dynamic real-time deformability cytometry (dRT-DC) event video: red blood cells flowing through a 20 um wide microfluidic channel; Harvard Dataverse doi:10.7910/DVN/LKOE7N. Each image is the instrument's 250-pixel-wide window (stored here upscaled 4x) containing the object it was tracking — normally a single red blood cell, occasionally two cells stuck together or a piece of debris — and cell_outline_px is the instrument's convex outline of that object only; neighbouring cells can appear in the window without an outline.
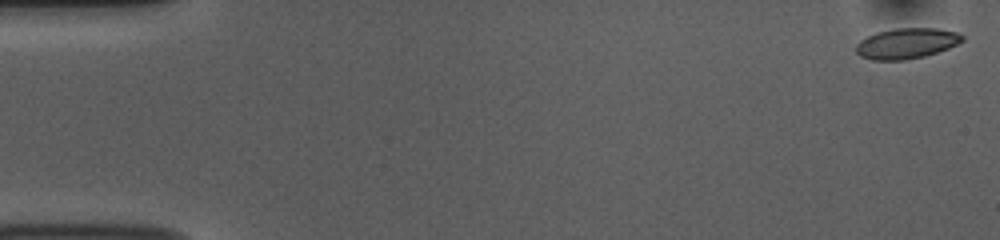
{"species": "common noctule bat (a hibernating species)", "species_latin": "Nyctalus noctula", "temperature_condition": "room temperature", "stored_images_in_passage": 53, "camera_frame_rate_fps": 3000, "um_per_image_px": 0.085, "animal": {"sex": "female", "body_mass_g": 10.0, "forearm_length_mm": 53.1}, "frame": {"image": 1, "passage_image": 1, "time_ms": 0.0, "image_size_px": [1000, 240], "cell_outline_px": [[964, 40], [948, 48], [924, 56], [904, 60], [872, 60], [860, 56], [856, 52], [856, 44], [860, 40], [876, 32], [896, 28], [936, 28], [956, 32], [964, 36]], "centroid_in_image_um": [77.03, 3.68], "position_along_channel_um": 8.0, "area_um2": 18.84}}
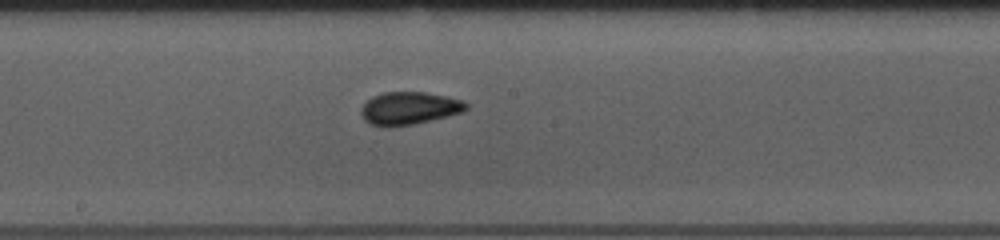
{"frame": {"image": 2, "passage_image": 28, "time_ms": 9.0, "image_size_px": [1000, 240], "cell_outline_px": [[468, 108], [464, 112], [448, 116], [412, 124], [388, 128], [368, 124], [364, 120], [360, 112], [360, 108], [372, 96], [384, 92], [424, 92], [464, 100], [468, 104]], "centroid_in_image_um": [34.76, 9.21], "position_along_channel_um": 213.4, "area_um2": 20.23}}
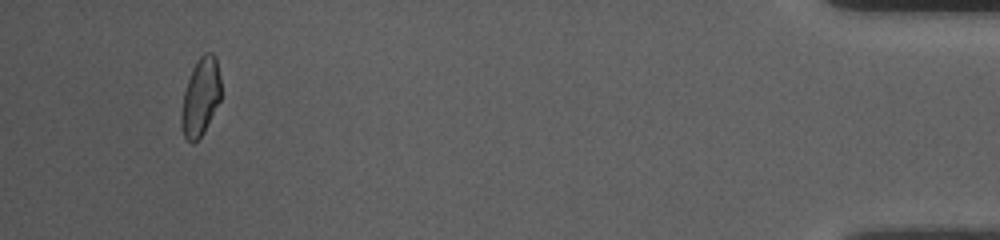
{"frame": {"image": 3, "passage_image": 50, "time_ms": 16.333, "image_size_px": [1000, 240], "cell_outline_px": [[220, 100], [204, 132], [192, 144], [184, 136], [180, 124], [180, 112], [184, 92], [192, 68], [196, 60], [204, 52], [212, 52], [216, 56], [220, 76]], "centroid_in_image_um": [17.03, 8.22], "position_along_channel_um": 418.2, "area_um2": 18.09}, "authors_computed_cell_mechanics": {"area_um2": 19.0162, "velocity_mm_per_s": 3.7737, "shape_relaxation_time_tau1_ms": 6.9147, "shape_relaxation_time_tau2_ms": 1.4118, "deformation_change_tau1": 0.1511, "deformation_change_tau2": 0.0663}}